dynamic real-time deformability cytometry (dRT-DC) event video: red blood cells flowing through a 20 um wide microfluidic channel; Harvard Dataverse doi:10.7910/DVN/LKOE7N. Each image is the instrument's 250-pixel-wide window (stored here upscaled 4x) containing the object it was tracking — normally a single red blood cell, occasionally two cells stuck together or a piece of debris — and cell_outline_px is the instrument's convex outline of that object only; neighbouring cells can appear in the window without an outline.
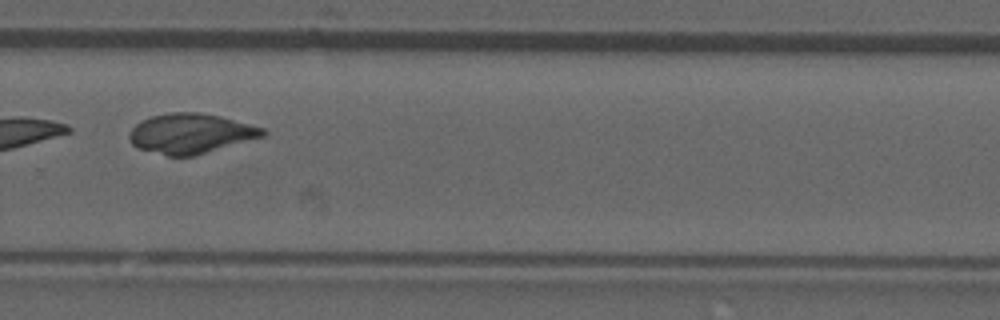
{"species": "common noctule bat (a hibernating species)", "species_latin": "Nyctalus noctula", "temperature_condition": "room temperature", "stored_images_in_passage": 13, "camera_frame_rate_fps": 3000, "um_per_image_px": 0.085, "animal": {"sex": "male", "forearm_length_mm": 52.5}, "frame": {"image": 1, "passage_image": 10, "time_ms": 3.0, "image_size_px": [1000, 320], "cell_outline_px": [[268, 132], [264, 136], [192, 156], [168, 156], [136, 148], [132, 144], [128, 136], [128, 132], [136, 124], [152, 116], [168, 112], [196, 112], [220, 116], [264, 128]], "centroid_in_image_um": [16.18, 11.35], "position_along_channel_um": 313.6, "area_um2": 30.87}}